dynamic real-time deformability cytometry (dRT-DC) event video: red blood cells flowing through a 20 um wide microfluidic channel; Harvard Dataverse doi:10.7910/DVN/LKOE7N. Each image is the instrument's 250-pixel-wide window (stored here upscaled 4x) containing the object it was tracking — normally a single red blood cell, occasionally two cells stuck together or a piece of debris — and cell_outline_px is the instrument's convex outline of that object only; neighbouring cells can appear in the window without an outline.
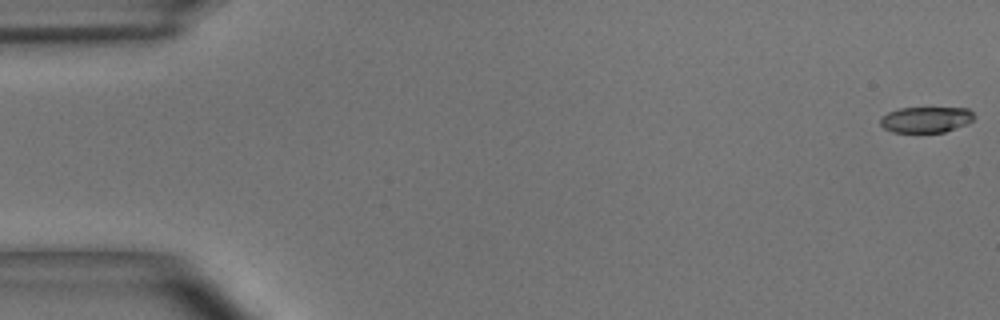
{"species": "common noctule bat (a hibernating species)", "species_latin": "Nyctalus noctula", "temperature_condition": "room temperature", "stored_images_in_passage": 13, "camera_frame_rate_fps": 3000, "um_per_image_px": 0.085, "animal": {"sex": "male", "body_mass_g": 15.6}, "frame": {"image": 1, "passage_image": 1, "time_ms": 0.0, "image_size_px": [1000, 320], "cell_outline_px": [[976, 116], [972, 120], [964, 124], [944, 132], [892, 132], [884, 128], [880, 124], [880, 116], [888, 112], [900, 108], [968, 108]], "centroid_in_image_um": [78.67, 10.16], "position_along_channel_um": 6.3, "area_um2": 14.05}}